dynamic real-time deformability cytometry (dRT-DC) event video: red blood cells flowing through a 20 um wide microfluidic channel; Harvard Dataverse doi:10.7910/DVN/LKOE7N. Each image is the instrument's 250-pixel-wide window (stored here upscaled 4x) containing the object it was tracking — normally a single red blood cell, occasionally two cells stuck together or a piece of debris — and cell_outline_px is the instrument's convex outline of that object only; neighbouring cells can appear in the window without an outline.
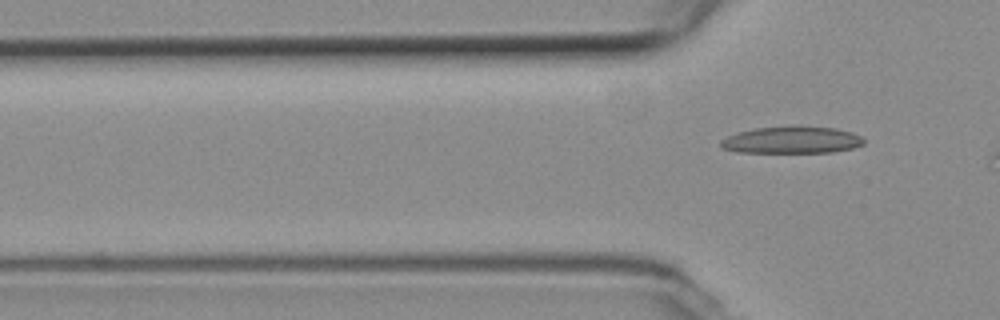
{"species": "common noctule bat (a hibernating species)", "species_latin": "Nyctalus noctula", "temperature_condition": "room temperature", "stored_images_in_passage": 2, "camera_frame_rate_fps": 3000, "um_per_image_px": 0.085, "animal": {"sex": "female", "body_mass_g": 19.3, "forearm_length_mm": 54.1}, "frame": {"image": 1, "passage_image": 2, "time_ms": 0.333, "image_size_px": [1000, 320], "cell_outline_px": [[864, 144], [852, 148], [832, 152], [736, 152], [720, 148], [720, 140], [728, 136], [740, 132], [756, 128], [836, 128], [852, 132], [860, 136], [864, 140]], "centroid_in_image_um": [67.28, 11.93], "position_along_channel_um": 58.5, "area_um2": 21.73}}